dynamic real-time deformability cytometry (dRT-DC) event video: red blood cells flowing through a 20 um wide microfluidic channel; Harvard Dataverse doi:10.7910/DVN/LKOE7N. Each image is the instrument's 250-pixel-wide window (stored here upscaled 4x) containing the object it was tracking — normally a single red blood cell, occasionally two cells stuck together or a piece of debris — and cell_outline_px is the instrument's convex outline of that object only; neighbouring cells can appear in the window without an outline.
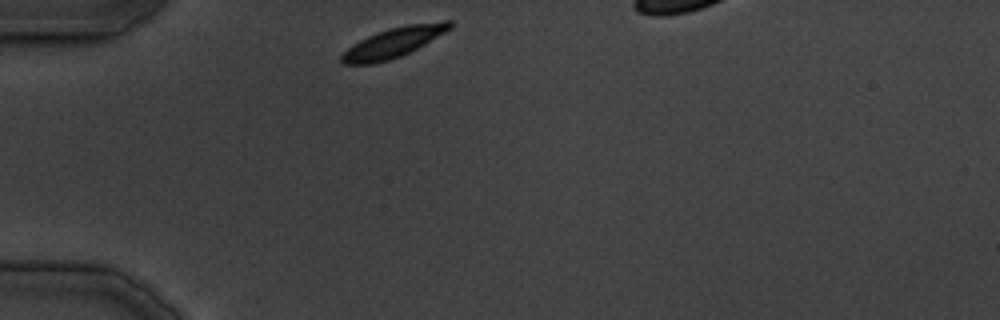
{"species": "common noctule bat (a hibernating species)", "species_latin": "Nyctalus noctula", "temperature_condition": "cold", "stored_images_in_passage": 10, "camera_frame_rate_fps": 3000, "um_per_image_px": 0.085, "animal": {"sex": "male", "body_mass_g": 19.5, "forearm_length_mm": 54.6}, "frame": {"image": 1, "passage_image": 1, "time_ms": 0.0, "image_size_px": [1000, 320], "cell_outline_px": [[452, 28], [424, 44], [400, 56], [388, 60], [372, 64], [344, 64], [340, 60], [340, 56], [352, 44], [368, 36], [388, 28], [408, 24], [444, 20], [452, 20]], "centroid_in_image_um": [33.45, 3.59], "position_along_channel_um": 51.5, "area_um2": 18.67}}
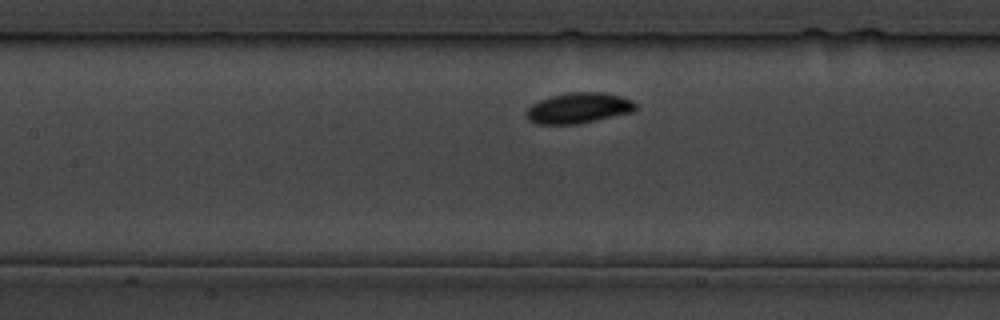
{"frame": {"image": 2, "passage_image": 9, "time_ms": 9.0, "image_size_px": [1000, 320], "cell_outline_px": [[636, 108], [632, 112], [596, 120], [576, 124], [536, 124], [528, 120], [528, 108], [532, 104], [540, 100], [552, 96], [572, 92], [600, 92], [620, 96], [632, 100], [636, 104]], "centroid_in_image_um": [49.19, 9.19], "position_along_channel_um": 158.2, "area_um2": 19.19}}